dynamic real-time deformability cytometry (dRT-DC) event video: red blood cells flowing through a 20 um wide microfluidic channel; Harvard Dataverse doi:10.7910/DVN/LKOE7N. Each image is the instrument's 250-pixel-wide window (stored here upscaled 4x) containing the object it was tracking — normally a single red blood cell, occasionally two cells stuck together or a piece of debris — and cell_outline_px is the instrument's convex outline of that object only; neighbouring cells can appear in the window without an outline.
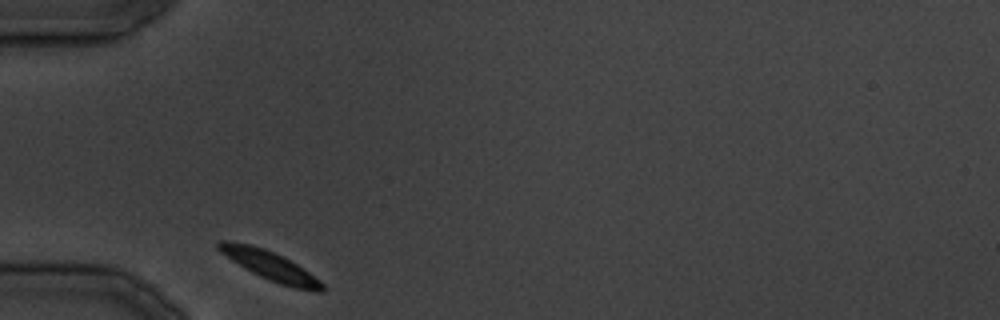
{"species": "common noctule bat (a hibernating species)", "species_latin": "Nyctalus noctula", "temperature_condition": "cold", "stored_images_in_passage": 22, "camera_frame_rate_fps": 3000, "um_per_image_px": 0.085, "animal": {"sex": "male", "body_mass_g": 19.5, "forearm_length_mm": 54.6}, "frame": {"image": 1, "passage_image": 1, "time_ms": 0.0, "image_size_px": [1000, 320], "cell_outline_px": [[324, 292], [316, 292], [296, 288], [280, 284], [260, 276], [244, 268], [220, 252], [216, 248], [216, 244], [220, 240], [228, 240], [248, 244], [264, 248], [284, 256], [304, 268], [320, 280], [324, 284]], "centroid_in_image_um": [22.98, 22.57], "position_along_channel_um": 62.0, "area_um2": 17.69}}
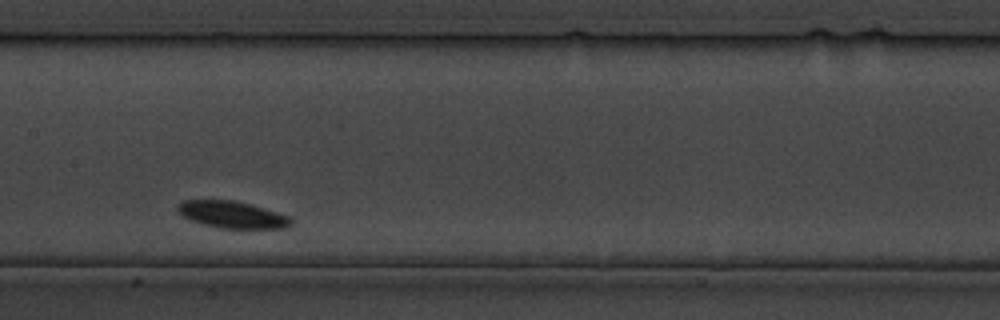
{"frame": {"image": 2, "passage_image": 9, "time_ms": 10.0, "image_size_px": [1000, 320], "cell_outline_px": [[292, 224], [284, 228], [220, 228], [204, 224], [180, 216], [176, 212], [176, 204], [184, 200], [232, 200], [264, 208], [288, 216], [292, 220]], "centroid_in_image_um": [19.66, 18.24], "position_along_channel_um": 187.7, "area_um2": 17.69}}
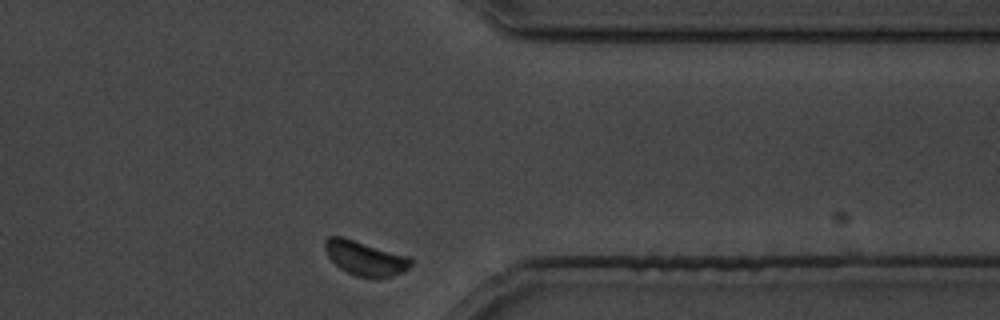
{"frame": {"image": 3, "passage_image": 21, "time_ms": 24.667, "image_size_px": [1000, 320], "cell_outline_px": [[412, 264], [404, 272], [392, 276], [356, 276], [340, 268], [328, 256], [324, 248], [324, 240], [328, 236], [340, 236], [408, 256], [412, 260]], "centroid_in_image_um": [31.02, 21.93], "position_along_channel_um": 380.4, "area_um2": 16.82}}